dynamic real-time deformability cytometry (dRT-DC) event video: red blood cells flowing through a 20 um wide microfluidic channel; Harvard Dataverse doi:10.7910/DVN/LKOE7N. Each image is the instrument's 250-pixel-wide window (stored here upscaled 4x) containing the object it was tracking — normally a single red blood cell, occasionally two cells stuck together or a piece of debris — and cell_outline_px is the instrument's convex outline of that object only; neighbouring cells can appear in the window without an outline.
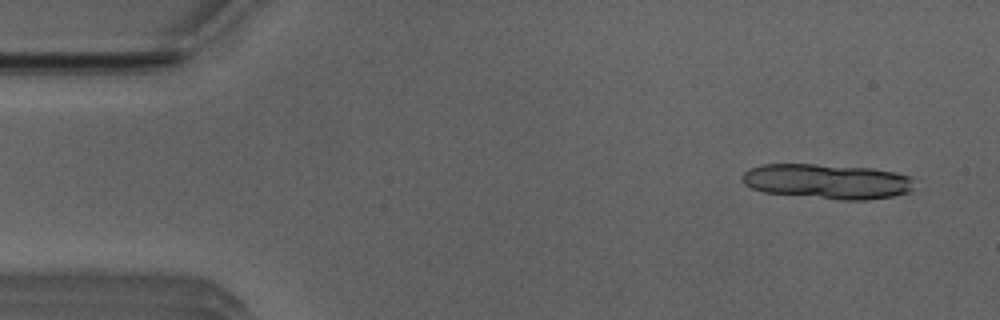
{"species": "Egyptian fruit bat (a non-hibernating species)", "species_latin": "Rousettus aegyptiacus", "temperature_condition": "room temperature", "stored_images_in_passage": 12, "camera_frame_rate_fps": 3000, "um_per_image_px": 0.085, "animal": {"sex": "male"}, "frame": {"image": 1, "passage_image": 3, "time_ms": 0.667, "image_size_px": [1000, 320], "cell_outline_px": [[912, 192], [892, 196], [868, 200], [840, 200], [764, 192], [752, 188], [744, 184], [740, 180], [740, 176], [744, 172], [752, 168], [764, 164], [816, 164], [868, 168], [896, 172], [908, 176], [912, 180]], "centroid_in_image_um": [70.29, 15.42], "position_along_channel_um": 14.7, "area_um2": 35.08}}